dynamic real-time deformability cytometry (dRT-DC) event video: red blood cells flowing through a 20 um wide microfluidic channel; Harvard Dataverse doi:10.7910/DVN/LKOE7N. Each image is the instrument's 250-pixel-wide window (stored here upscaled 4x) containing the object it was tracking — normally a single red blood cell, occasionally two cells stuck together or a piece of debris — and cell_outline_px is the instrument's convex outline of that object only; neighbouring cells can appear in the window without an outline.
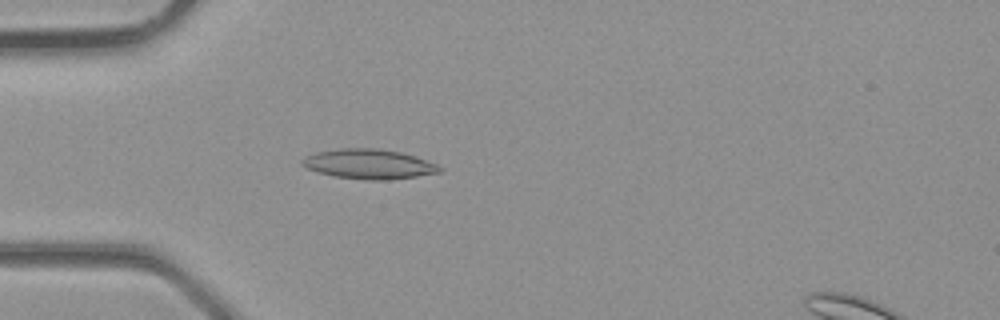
{"species": "common noctule bat (a hibernating species)", "species_latin": "Nyctalus noctula", "temperature_condition": "room temperature", "stored_images_in_passage": 36, "camera_frame_rate_fps": 3000, "um_per_image_px": 0.085, "animal": {"sex": "male", "body_mass_g": 23.1, "forearm_length_mm": 52.7}, "frame": {"image": 1, "passage_image": 10, "time_ms": 3.0, "image_size_px": [1000, 320], "cell_outline_px": [[444, 168], [440, 172], [416, 176], [388, 180], [368, 180], [336, 176], [316, 172], [300, 164], [300, 160], [304, 156], [316, 152], [336, 148], [376, 148], [400, 152], [416, 156], [436, 164]], "centroid_in_image_um": [31.32, 13.93], "position_along_channel_um": 53.7, "area_um2": 23.93}}
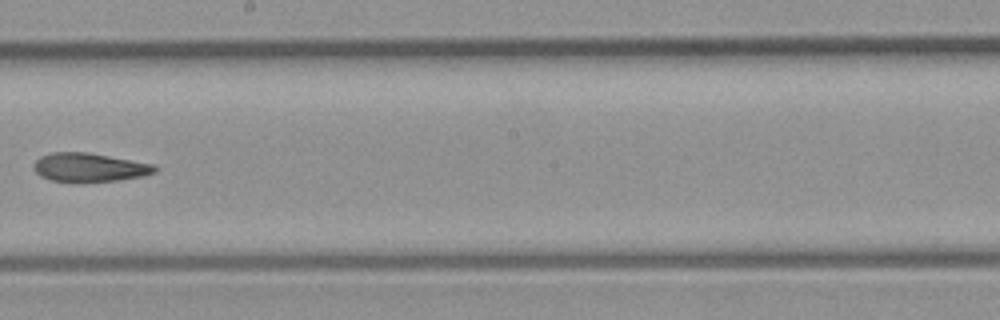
{"frame": {"image": 2, "passage_image": 20, "time_ms": 6.333, "image_size_px": [1000, 320], "cell_outline_px": [[160, 168], [156, 172], [144, 176], [116, 180], [80, 184], [72, 184], [52, 180], [40, 176], [32, 168], [32, 164], [40, 156], [52, 152], [88, 152], [156, 164]], "centroid_in_image_um": [7.6, 14.25], "position_along_channel_um": 240.6, "area_um2": 21.1}}
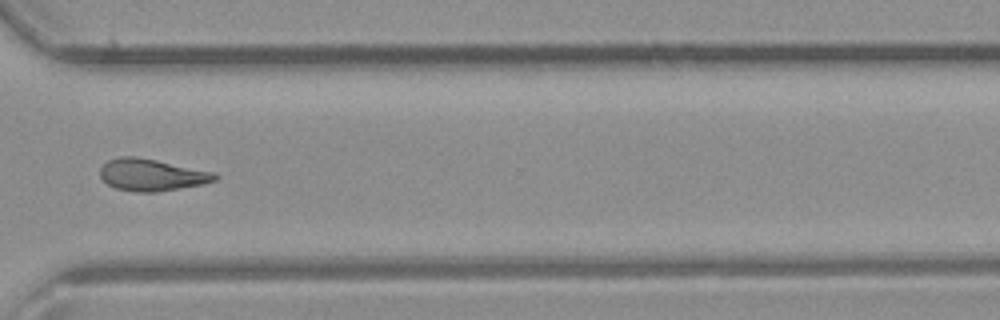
{"frame": {"image": 3, "passage_image": 26, "time_ms": 8.333, "image_size_px": [1000, 320], "cell_outline_px": [[220, 176], [216, 180], [204, 184], [156, 192], [136, 192], [116, 188], [108, 184], [100, 176], [100, 168], [108, 160], [120, 156], [136, 156], [216, 172]], "centroid_in_image_um": [12.92, 14.86], "position_along_channel_um": 357.7, "area_um2": 21.44}}